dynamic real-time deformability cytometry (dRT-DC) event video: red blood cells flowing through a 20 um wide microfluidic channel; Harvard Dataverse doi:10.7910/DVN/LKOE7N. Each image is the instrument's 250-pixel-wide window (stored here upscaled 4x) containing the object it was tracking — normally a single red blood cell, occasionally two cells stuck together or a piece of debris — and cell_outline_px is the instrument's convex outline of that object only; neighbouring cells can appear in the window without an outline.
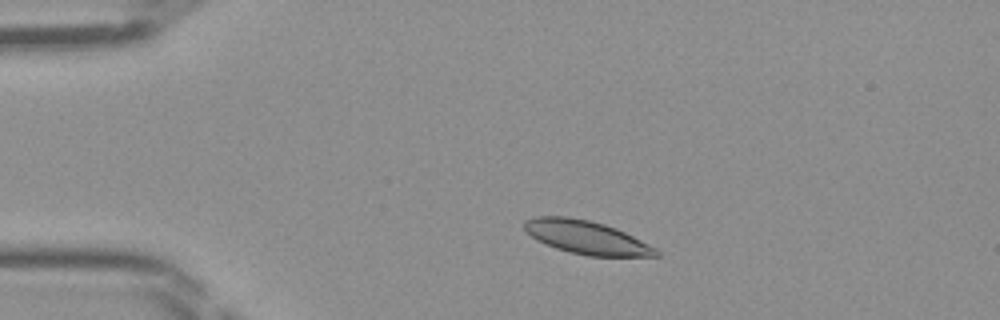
{"species": "Egyptian fruit bat (a non-hibernating species)", "species_latin": "Rousettus aegyptiacus", "temperature_condition": "room temperature", "stored_images_in_passage": 44, "camera_frame_rate_fps": 3000, "um_per_image_px": 0.085, "frame": {"image": 1, "passage_image": 7, "time_ms": 2.0, "image_size_px": [1000, 320], "cell_outline_px": [[660, 256], [588, 256], [568, 252], [556, 248], [536, 240], [524, 228], [524, 220], [536, 216], [568, 216], [588, 220], [604, 224], [616, 228], [656, 248], [660, 252]], "centroid_in_image_um": [49.83, 20.17], "position_along_channel_um": 35.2, "area_um2": 25.49}}
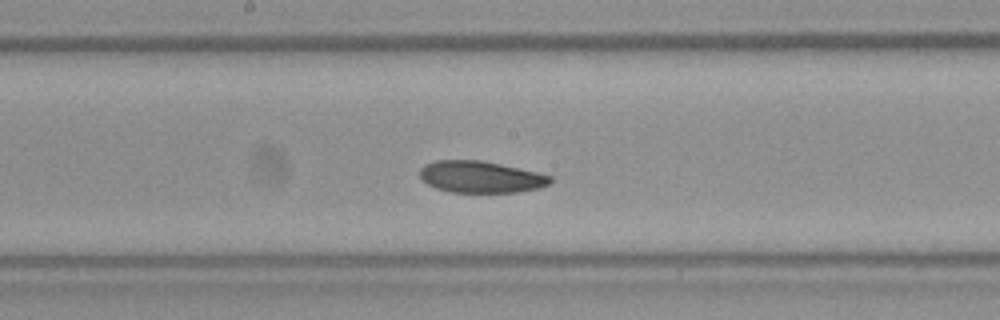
{"frame": {"image": 2, "passage_image": 22, "time_ms": 7.0, "image_size_px": [1000, 320], "cell_outline_px": [[552, 180], [548, 184], [540, 188], [516, 192], [452, 192], [436, 188], [420, 180], [420, 168], [424, 164], [436, 160], [480, 160], [520, 168], [552, 176]], "centroid_in_image_um": [40.83, 15.03], "position_along_channel_um": 207.4, "area_um2": 24.1}}
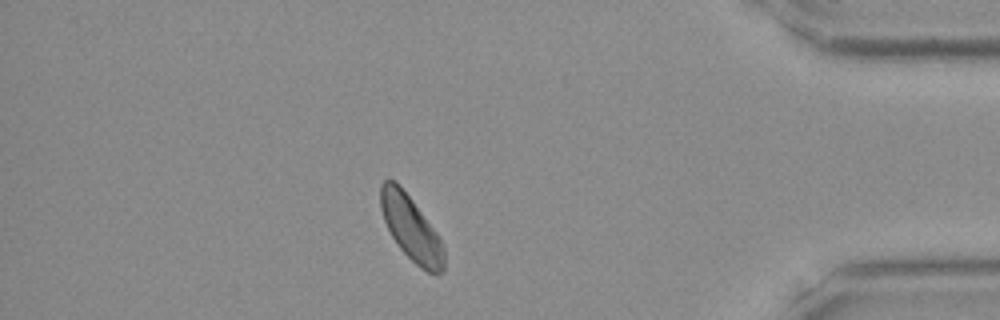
{"frame": {"image": 3, "passage_image": 38, "time_ms": 12.333, "image_size_px": [1000, 320], "cell_outline_px": [[444, 268], [436, 276], [420, 268], [396, 244], [384, 220], [380, 208], [380, 184], [384, 180], [396, 180], [400, 184], [436, 232], [444, 244]], "centroid_in_image_um": [34.94, 19.4], "position_along_channel_um": 400.3, "area_um2": 23.87}}